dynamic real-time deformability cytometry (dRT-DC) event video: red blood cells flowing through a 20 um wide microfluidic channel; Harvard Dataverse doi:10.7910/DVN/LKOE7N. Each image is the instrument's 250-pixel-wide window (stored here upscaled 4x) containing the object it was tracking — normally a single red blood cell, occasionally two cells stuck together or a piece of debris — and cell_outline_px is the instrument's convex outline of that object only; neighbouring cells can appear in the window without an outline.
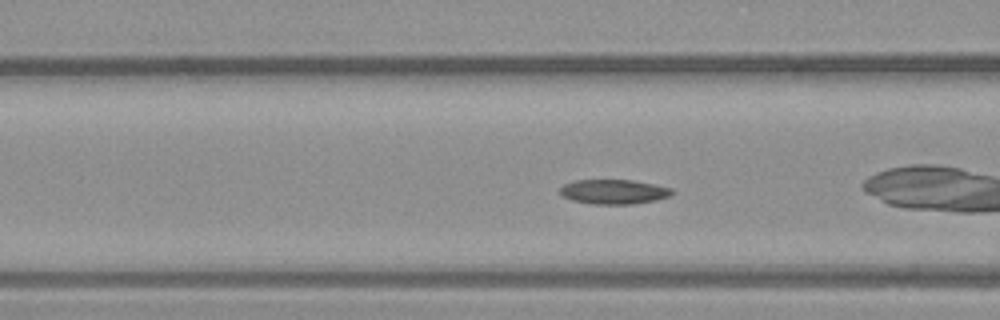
{"species": "common noctule bat (a hibernating species)", "species_latin": "Nyctalus noctula", "temperature_condition": "warm", "stored_images_in_passage": 49, "camera_frame_rate_fps": 3000, "um_per_image_px": 0.085, "animal": {"sex": "male", "body_mass_g": 23.1, "forearm_length_mm": 52.7}, "frame": {"image": 1, "passage_image": 15, "time_ms": 4.667, "image_size_px": [1000, 320], "cell_outline_px": [[676, 192], [672, 196], [656, 200], [632, 204], [592, 204], [572, 200], [556, 192], [564, 184], [572, 180], [632, 180], [672, 188]], "centroid_in_image_um": [52.17, 16.3], "position_along_channel_um": 114.4, "area_um2": 16.24}}
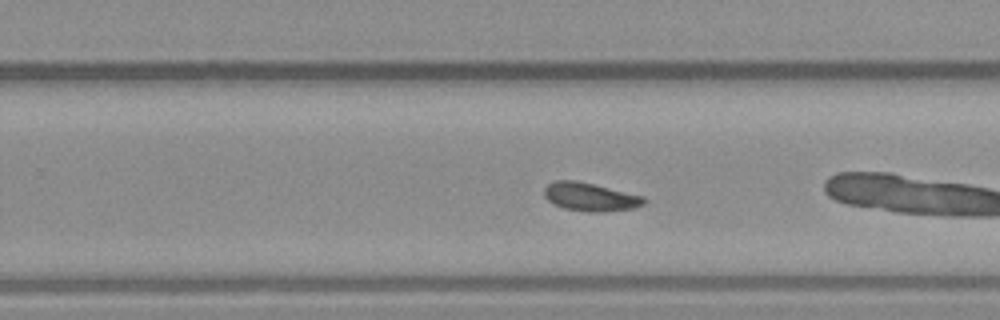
{"frame": {"image": 2, "passage_image": 28, "time_ms": 9.0, "image_size_px": [1000, 320], "cell_outline_px": [[648, 200], [644, 204], [632, 208], [600, 212], [588, 212], [564, 208], [548, 200], [544, 196], [544, 188], [548, 184], [556, 180], [576, 180], [644, 196]], "centroid_in_image_um": [50.18, 16.73], "position_along_channel_um": 279.6, "area_um2": 16.36}, "authors_computed_cell_mechanics": {"area_um2": 16.2418, "velocity_mm_per_s": 3.821, "shape_relaxation_time_tau1_ms": 10.593, "shape_relaxation_time_tau2_ms": 7.6452, "deformation_change_tau1": 0.1876, "deformation_change_tau2": 0.1422}}